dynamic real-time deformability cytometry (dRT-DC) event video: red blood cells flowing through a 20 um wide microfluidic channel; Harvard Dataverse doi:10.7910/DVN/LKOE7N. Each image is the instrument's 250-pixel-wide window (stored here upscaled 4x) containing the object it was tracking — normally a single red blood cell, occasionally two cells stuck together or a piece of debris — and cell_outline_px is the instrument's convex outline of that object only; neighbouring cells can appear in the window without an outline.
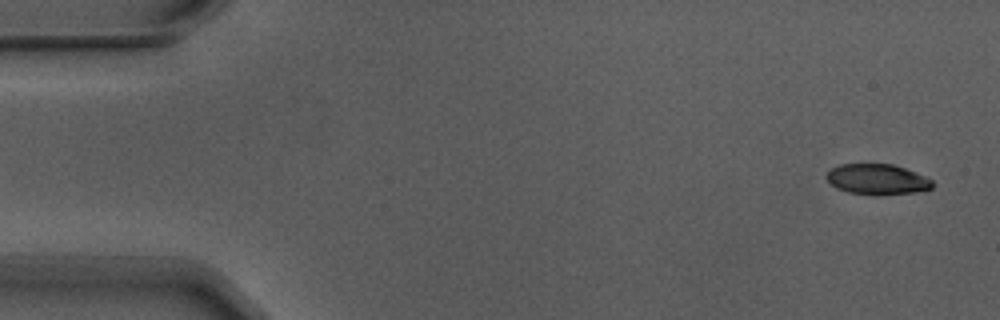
{"species": "Egyptian fruit bat (a non-hibernating species)", "species_latin": "Rousettus aegyptiacus", "temperature_condition": "warm", "stored_images_in_passage": 5, "camera_frame_rate_fps": 3000, "um_per_image_px": 0.085, "animal": {"sex": "male"}, "frame": {"image": 1, "passage_image": 1, "time_ms": 0.0, "image_size_px": [1000, 320], "cell_outline_px": [[932, 188], [916, 192], [848, 192], [836, 188], [824, 176], [832, 168], [840, 164], [892, 164], [904, 168], [924, 176], [932, 180]], "centroid_in_image_um": [74.53, 15.19], "position_along_channel_um": 10.5, "area_um2": 17.86}}
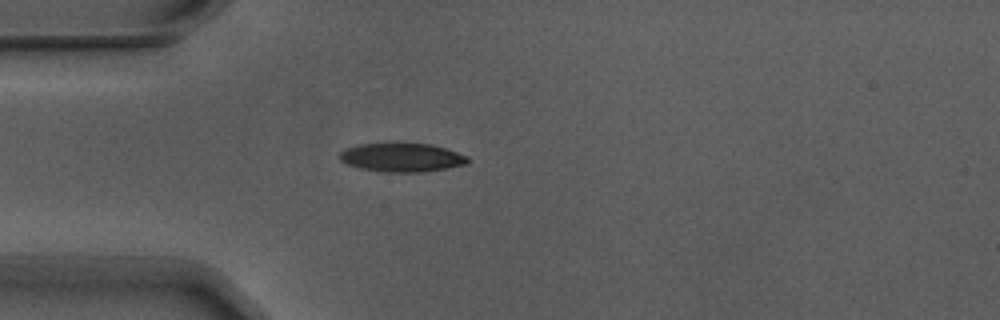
{"frame": {"image": 2, "passage_image": 4, "time_ms": 1.0, "image_size_px": [1000, 320], "cell_outline_px": [[468, 160], [464, 164], [448, 168], [420, 172], [384, 172], [360, 168], [348, 164], [340, 160], [340, 152], [344, 148], [356, 144], [388, 140], [396, 140], [428, 144], [444, 148], [468, 156]], "centroid_in_image_um": [34.07, 13.32], "position_along_channel_um": 50.9, "area_um2": 22.25}}